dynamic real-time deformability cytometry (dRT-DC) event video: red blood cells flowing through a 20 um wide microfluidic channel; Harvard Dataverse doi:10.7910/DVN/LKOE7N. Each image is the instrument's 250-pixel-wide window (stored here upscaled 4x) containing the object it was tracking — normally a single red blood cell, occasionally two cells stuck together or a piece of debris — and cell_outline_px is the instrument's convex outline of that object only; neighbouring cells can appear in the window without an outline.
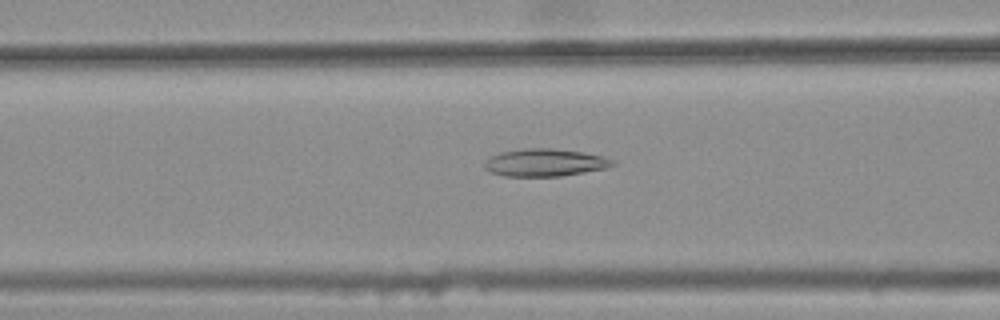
{"species": "common noctule bat (a hibernating species)", "species_latin": "Nyctalus noctula", "temperature_condition": "warm", "stored_images_in_passage": 36, "camera_frame_rate_fps": 3000, "um_per_image_px": 0.085, "animal": {"sex": "female", "body_mass_g": 25.1}, "frame": {"image": 1, "passage_image": 13, "time_ms": 4.0, "image_size_px": [1000, 320], "cell_outline_px": [[616, 164], [604, 168], [584, 172], [560, 176], [504, 176], [488, 172], [484, 168], [484, 160], [500, 152], [528, 148], [552, 148], [584, 152], [604, 156], [612, 160]], "centroid_in_image_um": [46.28, 13.82], "position_along_channel_um": 120.3, "area_um2": 20.58}}
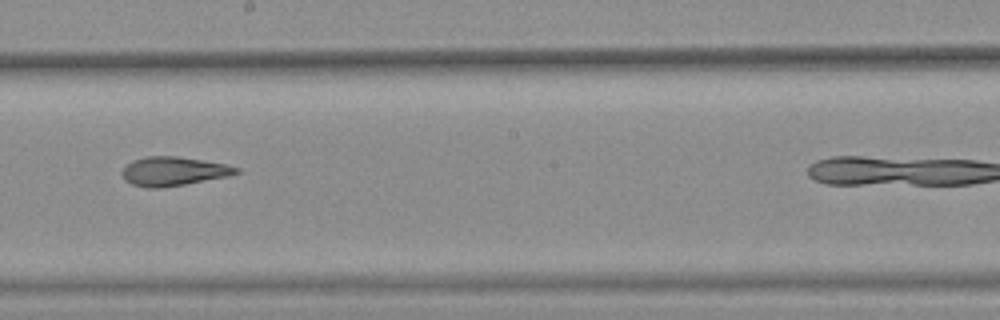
{"frame": {"image": 2, "passage_image": 22, "time_ms": 7.0, "image_size_px": [1000, 320], "cell_outline_px": [[240, 172], [228, 176], [184, 184], [160, 188], [148, 188], [132, 184], [124, 180], [120, 172], [132, 160], [148, 156], [176, 156], [224, 164], [240, 168]], "centroid_in_image_um": [14.7, 14.56], "position_along_channel_um": 233.5, "area_um2": 19.07}}
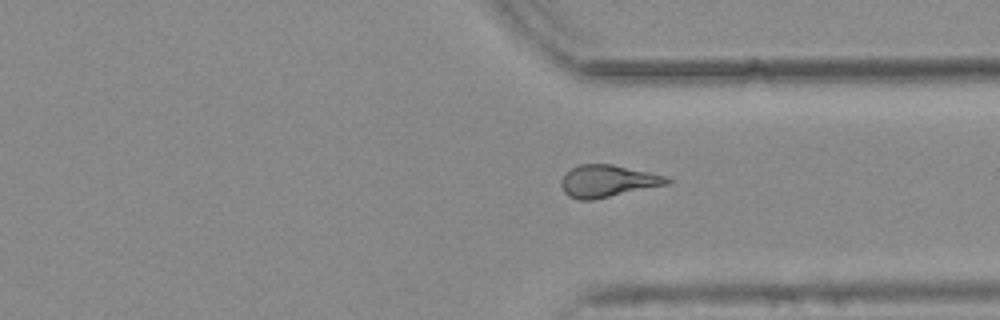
{"frame": {"image": 3, "passage_image": 32, "time_ms": 10.333, "image_size_px": [1000, 320], "cell_outline_px": [[672, 180], [668, 184], [592, 200], [580, 200], [568, 196], [564, 192], [560, 184], [564, 172], [580, 164], [612, 164], [648, 172], [664, 176]], "centroid_in_image_um": [51.6, 15.39], "position_along_channel_um": 359.8, "area_um2": 19.65}}